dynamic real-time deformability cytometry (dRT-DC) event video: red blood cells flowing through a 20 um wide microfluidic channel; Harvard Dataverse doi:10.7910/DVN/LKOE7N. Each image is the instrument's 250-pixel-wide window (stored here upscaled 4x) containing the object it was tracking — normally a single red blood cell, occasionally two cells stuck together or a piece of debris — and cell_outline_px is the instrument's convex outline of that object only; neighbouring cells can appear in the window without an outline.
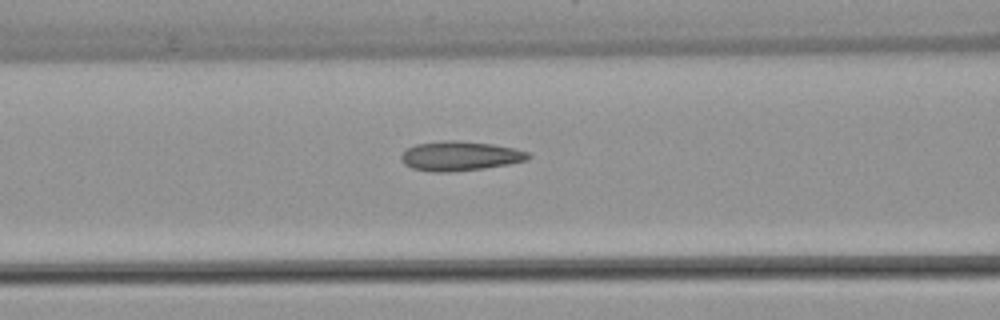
{"species": "common noctule bat (a hibernating species)", "species_latin": "Nyctalus noctula", "temperature_condition": "warm", "stored_images_in_passage": 7, "camera_frame_rate_fps": 3000, "um_per_image_px": 0.085, "animal": {"sex": "female", "body_mass_g": 22.7, "forearm_length_mm": 54.2}, "frame": {"image": 1, "passage_image": 7, "time_ms": 2.0, "image_size_px": [1000, 320], "cell_outline_px": [[532, 156], [528, 160], [508, 164], [484, 168], [448, 172], [432, 172], [412, 168], [404, 164], [400, 160], [400, 156], [408, 148], [416, 144], [444, 140], [456, 140], [492, 144], [516, 148], [528, 152]], "centroid_in_image_um": [39.11, 13.26], "position_along_channel_um": 127.5, "area_um2": 21.91}}